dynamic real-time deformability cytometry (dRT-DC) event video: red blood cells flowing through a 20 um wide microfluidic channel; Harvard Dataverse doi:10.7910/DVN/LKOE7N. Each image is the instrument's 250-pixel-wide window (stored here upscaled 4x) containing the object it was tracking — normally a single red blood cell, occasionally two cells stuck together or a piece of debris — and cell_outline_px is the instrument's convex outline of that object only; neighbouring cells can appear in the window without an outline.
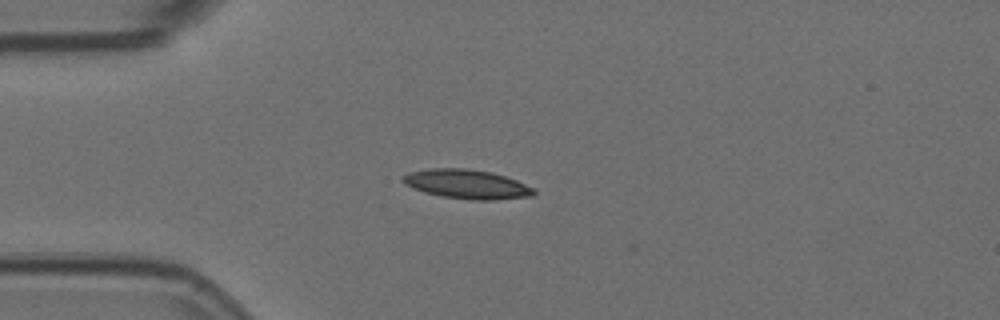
{"species": "Egyptian fruit bat (a non-hibernating species)", "species_latin": "Rousettus aegyptiacus", "temperature_condition": "room temperature", "stored_images_in_passage": 43, "camera_frame_rate_fps": 3000, "um_per_image_px": 0.085, "animal": {"sex": "female"}, "frame": {"image": 1, "passage_image": 1, "time_ms": 0.0, "image_size_px": [1000, 320], "cell_outline_px": [[536, 192], [532, 196], [492, 200], [472, 200], [444, 196], [424, 192], [412, 188], [404, 184], [404, 176], [408, 172], [428, 168], [464, 168], [492, 172], [516, 180], [536, 188]], "centroid_in_image_um": [39.71, 15.65], "position_along_channel_um": 45.3, "area_um2": 22.25}}
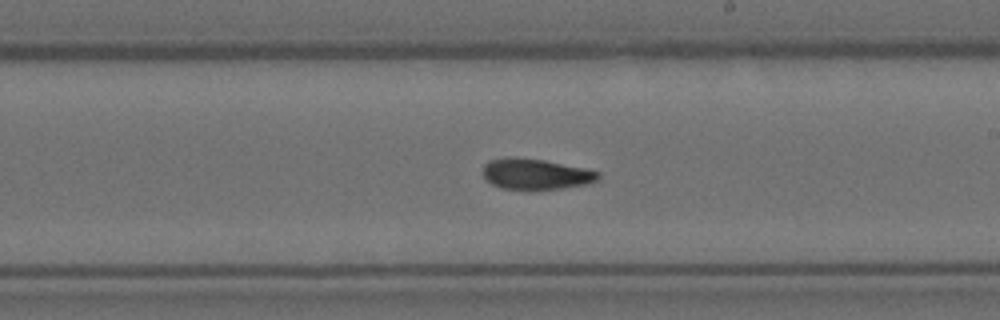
{"frame": {"image": 2, "passage_image": 19, "time_ms": 6.0, "image_size_px": [1000, 320], "cell_outline_px": [[600, 180], [584, 184], [560, 188], [500, 188], [492, 184], [484, 176], [484, 164], [488, 160], [512, 156], [516, 156], [544, 160], [584, 168], [600, 172]], "centroid_in_image_um": [45.54, 14.76], "position_along_channel_um": 243.5, "area_um2": 20.35}}
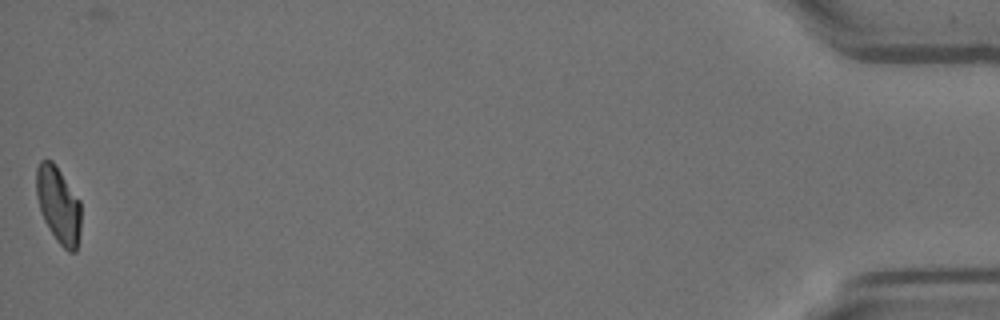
{"frame": {"image": 3, "passage_image": 43, "time_ms": 14.0, "image_size_px": [1000, 320], "cell_outline_px": [[80, 232], [76, 252], [68, 252], [56, 240], [44, 220], [36, 196], [36, 168], [40, 160], [52, 160], [80, 200]], "centroid_in_image_um": [4.96, 17.42], "position_along_channel_um": 430.2, "area_um2": 19.83}, "authors_computed_cell_mechanics": {"area_um2": 21.1548, "velocity_mm_per_s": 3.5777, "shape_relaxation_time_tau1_ms": 3.8327, "shape_relaxation_time_tau2_ms": 3.6749, "deformation_change_tau1": 0.1509, "deformation_change_tau2": 0.0965}}